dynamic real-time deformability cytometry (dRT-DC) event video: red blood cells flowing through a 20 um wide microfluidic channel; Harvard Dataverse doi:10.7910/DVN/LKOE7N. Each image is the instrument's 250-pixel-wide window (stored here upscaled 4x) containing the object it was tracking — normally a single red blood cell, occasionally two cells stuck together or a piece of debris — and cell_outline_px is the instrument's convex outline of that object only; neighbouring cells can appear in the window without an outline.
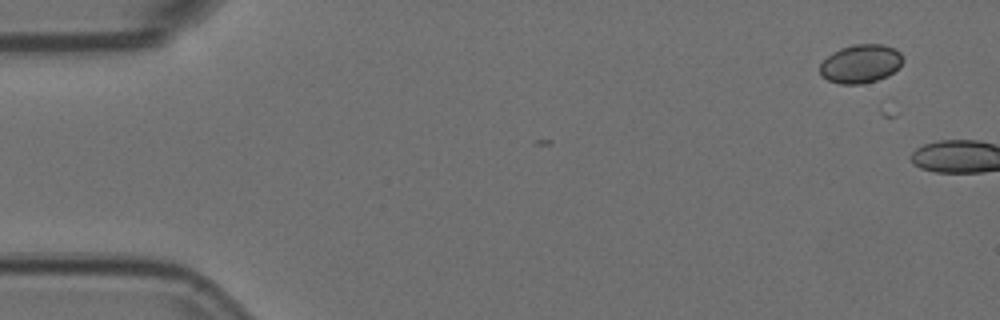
{"species": "Egyptian fruit bat (a non-hibernating species)", "species_latin": "Rousettus aegyptiacus", "temperature_condition": "room temperature", "stored_images_in_passage": 2, "camera_frame_rate_fps": 3000, "um_per_image_px": 0.085, "animal": {"sex": "female"}, "frame": {"image": 1, "passage_image": 1, "time_ms": 0.0, "image_size_px": [1000, 320], "cell_outline_px": [[904, 60], [888, 76], [876, 80], [860, 84], [840, 84], [828, 80], [820, 72], [820, 64], [832, 52], [840, 48], [852, 44], [884, 44], [896, 48], [900, 52]], "centroid_in_image_um": [73.16, 5.4], "position_along_channel_um": 11.8, "area_um2": 18.61}}